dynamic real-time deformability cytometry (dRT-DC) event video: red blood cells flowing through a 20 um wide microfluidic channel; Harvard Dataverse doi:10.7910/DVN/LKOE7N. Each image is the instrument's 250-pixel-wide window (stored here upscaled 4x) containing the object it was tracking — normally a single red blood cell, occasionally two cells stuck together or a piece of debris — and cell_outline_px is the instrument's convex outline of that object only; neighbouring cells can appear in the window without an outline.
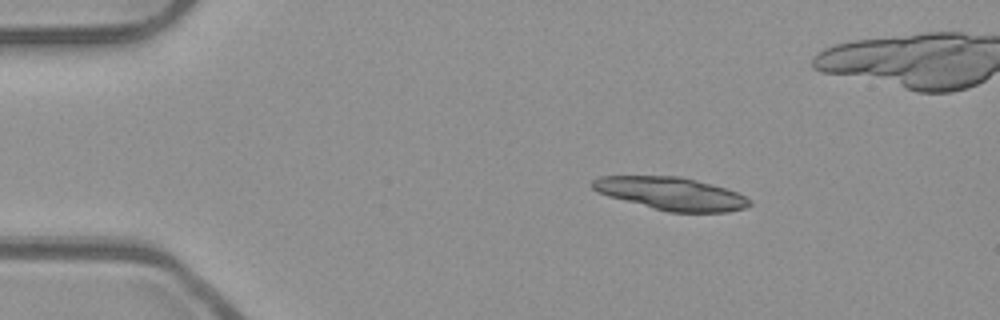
{"species": "common noctule bat (a hibernating species)", "species_latin": "Nyctalus noctula", "temperature_condition": "room temperature", "stored_images_in_passage": 51, "camera_frame_rate_fps": 3000, "um_per_image_px": 0.085, "animal": {"sex": "male", "body_mass_g": 23.1, "forearm_length_mm": 52.7}, "frame": {"image": 1, "passage_image": 8, "time_ms": 2.333, "image_size_px": [1000, 320], "cell_outline_px": [[752, 204], [744, 208], [728, 212], [668, 212], [652, 208], [608, 196], [596, 192], [592, 188], [592, 180], [600, 176], [680, 176], [696, 180], [724, 188], [736, 192], [752, 200]], "centroid_in_image_um": [57.03, 16.46], "position_along_channel_um": 28.0, "area_um2": 29.94}}